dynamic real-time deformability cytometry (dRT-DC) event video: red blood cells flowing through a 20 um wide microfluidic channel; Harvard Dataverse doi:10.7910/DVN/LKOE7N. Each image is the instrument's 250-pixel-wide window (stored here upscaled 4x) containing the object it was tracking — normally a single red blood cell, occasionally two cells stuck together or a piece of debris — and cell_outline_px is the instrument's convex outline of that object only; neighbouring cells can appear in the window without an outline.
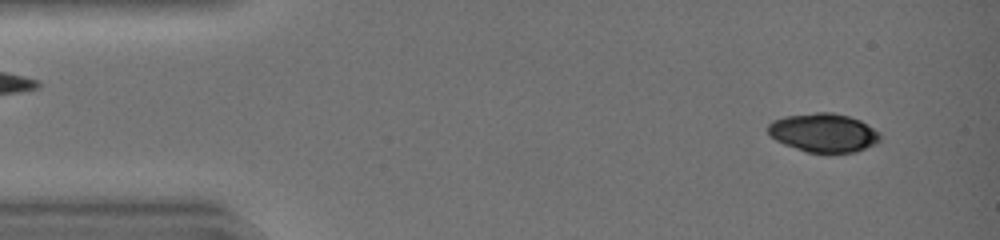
{"species": "common noctule bat (a hibernating species)", "species_latin": "Nyctalus noctula", "temperature_condition": "warm", "stored_images_in_passage": 42, "camera_frame_rate_fps": 3000, "um_per_image_px": 0.085, "animal": {"sex": "female", "body_mass_g": 19.0, "forearm_length_mm": 51.5}, "frame": {"image": 1, "passage_image": 3, "time_ms": 0.667, "image_size_px": [1000, 240], "cell_outline_px": [[880, 140], [876, 144], [856, 152], [804, 152], [784, 144], [776, 140], [768, 132], [768, 124], [772, 120], [784, 116], [816, 112], [832, 112], [848, 116], [860, 120], [880, 132]], "centroid_in_image_um": [70.0, 11.27], "position_along_channel_um": 15.0, "area_um2": 25.37}}
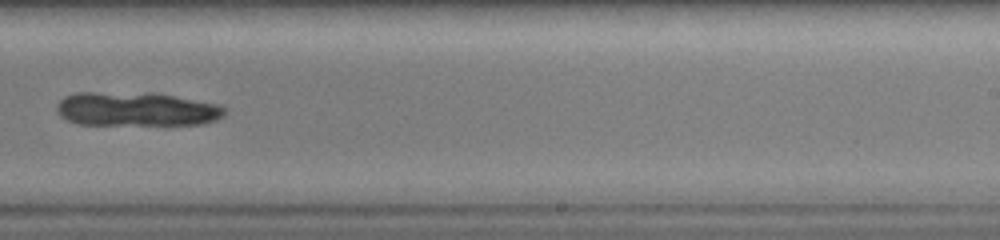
{"frame": {"image": 2, "passage_image": 27, "time_ms": 8.667, "image_size_px": [1000, 240], "cell_outline_px": [[228, 112], [224, 116], [216, 120], [200, 124], [164, 128], [80, 124], [68, 120], [60, 116], [56, 108], [56, 104], [64, 96], [76, 92], [156, 92], [220, 104], [228, 108]], "centroid_in_image_um": [11.68, 9.32], "position_along_channel_um": 277.3, "area_um2": 35.55}}
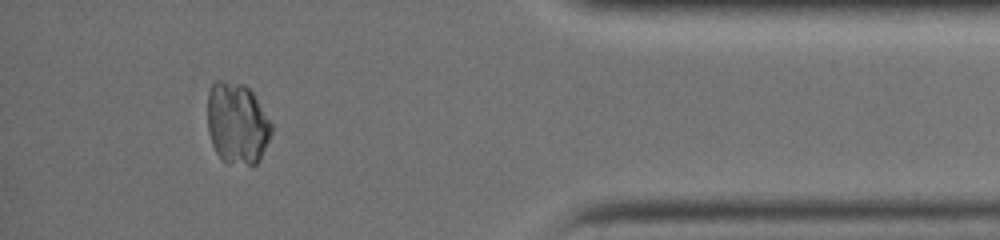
{"frame": {"image": 3, "passage_image": 38, "time_ms": 12.333, "image_size_px": [1000, 240], "cell_outline_px": [[272, 132], [260, 160], [256, 164], [228, 164], [216, 152], [212, 144], [208, 132], [208, 92], [212, 84], [216, 80], [224, 80], [244, 84], [252, 92], [272, 124]], "centroid_in_image_um": [20.15, 10.48], "position_along_channel_um": 415.1, "area_um2": 30.4}}